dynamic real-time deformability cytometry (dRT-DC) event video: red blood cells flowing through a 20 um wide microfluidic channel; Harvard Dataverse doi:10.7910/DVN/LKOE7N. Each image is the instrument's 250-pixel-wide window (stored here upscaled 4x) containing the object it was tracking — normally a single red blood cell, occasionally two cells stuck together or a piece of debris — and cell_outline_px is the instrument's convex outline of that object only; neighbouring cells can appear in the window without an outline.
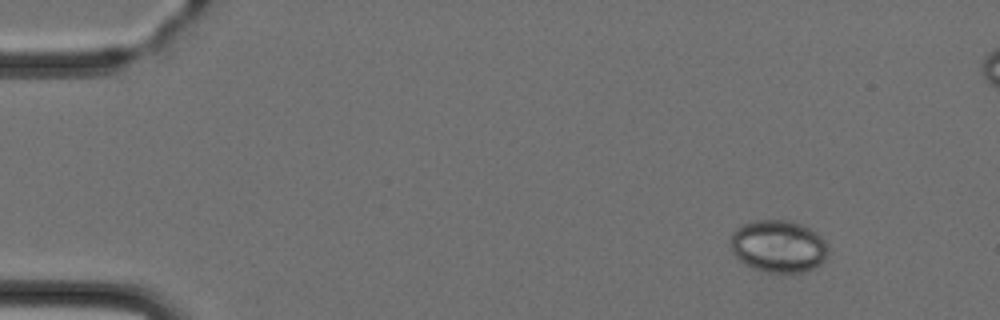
{"species": "Egyptian fruit bat (a non-hibernating species)", "species_latin": "Rousettus aegyptiacus", "temperature_condition": "cold", "stored_images_in_passage": 6, "camera_frame_rate_fps": 3000, "um_per_image_px": 0.085, "animal": {"sex": "female"}, "frame": {"image": 1, "passage_image": 1, "time_ms": 0.0, "image_size_px": [1000, 320], "cell_outline_px": [[828, 248], [824, 260], [820, 264], [812, 268], [800, 272], [768, 272], [752, 268], [744, 264], [732, 252], [732, 232], [736, 228], [744, 224], [756, 220], [788, 220], [800, 224], [816, 232], [824, 240]], "centroid_in_image_um": [66.15, 20.93], "position_along_channel_um": 18.8, "area_um2": 29.42}}
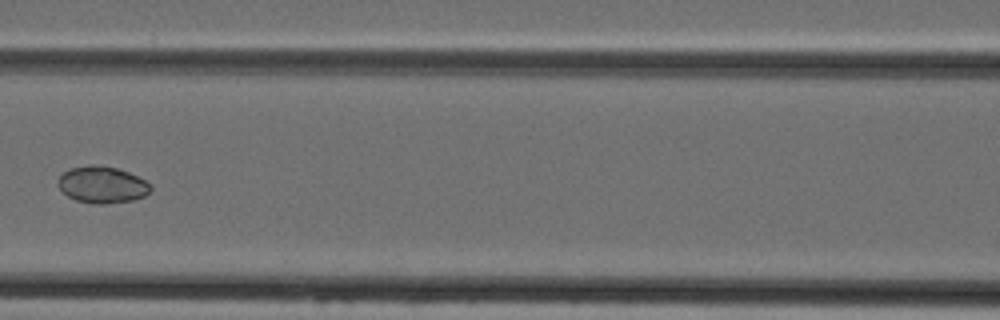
{"frame": {"image": 2, "passage_image": 6, "time_ms": 5.667, "image_size_px": [1000, 320], "cell_outline_px": [[152, 188], [144, 196], [132, 200], [108, 204], [96, 204], [76, 200], [68, 196], [56, 184], [56, 180], [64, 172], [72, 168], [88, 164], [92, 164], [116, 168], [128, 172], [152, 184]], "centroid_in_image_um": [8.67, 15.7], "position_along_channel_um": 157.9, "area_um2": 19.77}}